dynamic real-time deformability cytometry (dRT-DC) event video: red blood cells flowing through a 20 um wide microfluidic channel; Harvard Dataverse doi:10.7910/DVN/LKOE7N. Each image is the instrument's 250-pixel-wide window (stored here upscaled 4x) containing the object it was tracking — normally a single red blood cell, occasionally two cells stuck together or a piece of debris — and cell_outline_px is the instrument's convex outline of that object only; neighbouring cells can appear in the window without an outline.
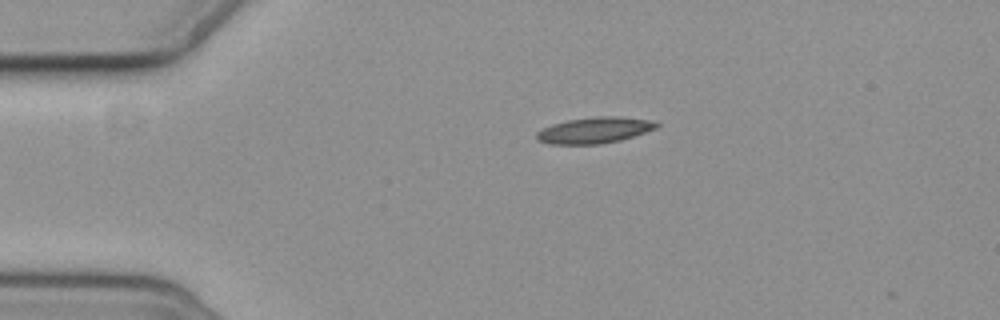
{"species": "common noctule bat (a hibernating species)", "species_latin": "Nyctalus noctula", "temperature_condition": "cold", "stored_images_in_passage": 3, "camera_frame_rate_fps": 3000, "um_per_image_px": 0.085, "animal": {"sex": "female", "body_mass_g": 19.3, "forearm_length_mm": 54.1}, "frame": {"image": 1, "passage_image": 1, "time_ms": 0.0, "image_size_px": [1000, 320], "cell_outline_px": [[660, 124], [656, 128], [620, 140], [600, 144], [548, 144], [536, 140], [536, 132], [552, 124], [568, 120], [600, 116], [616, 116], [652, 120]], "centroid_in_image_um": [50.51, 11.07], "position_along_channel_um": 34.5, "area_um2": 18.09}}
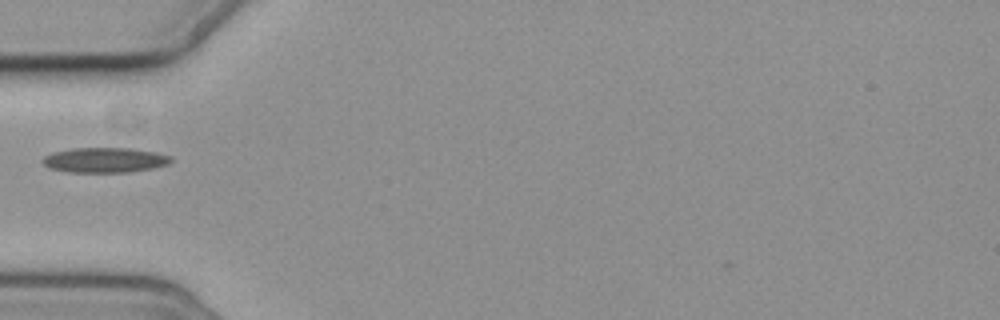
{"frame": {"image": 2, "passage_image": 3, "time_ms": 2.333, "image_size_px": [1000, 320], "cell_outline_px": [[172, 160], [168, 164], [152, 168], [128, 172], [68, 172], [48, 168], [40, 160], [44, 156], [52, 152], [72, 148], [132, 148], [156, 152], [172, 156]], "centroid_in_image_um": [8.88, 13.6], "position_along_channel_um": 76.1, "area_um2": 18.84}}